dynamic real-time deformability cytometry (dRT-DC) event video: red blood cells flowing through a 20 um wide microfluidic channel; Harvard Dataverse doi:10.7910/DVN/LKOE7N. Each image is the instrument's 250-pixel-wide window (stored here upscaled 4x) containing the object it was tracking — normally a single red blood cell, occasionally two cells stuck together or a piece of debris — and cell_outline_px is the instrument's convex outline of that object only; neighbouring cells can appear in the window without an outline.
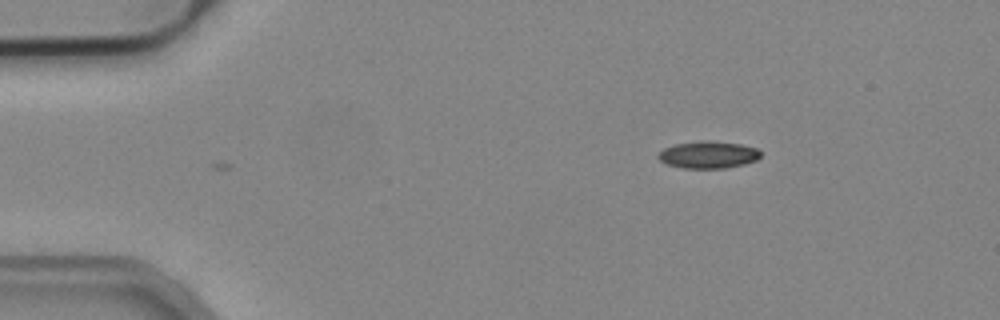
{"species": "common noctule bat (a hibernating species)", "species_latin": "Nyctalus noctula", "temperature_condition": "cold", "stored_images_in_passage": 2, "camera_frame_rate_fps": 3000, "um_per_image_px": 0.085, "animal": {"sex": "male", "body_mass_g": 19.2, "forearm_length_mm": 51.8}, "frame": {"image": 1, "passage_image": 2, "time_ms": 0.333, "image_size_px": [1000, 320], "cell_outline_px": [[760, 156], [756, 160], [744, 164], [724, 168], [684, 168], [668, 164], [660, 160], [656, 156], [664, 148], [676, 144], [700, 140], [712, 140], [740, 144], [756, 148], [760, 152]], "centroid_in_image_um": [60.19, 13.14], "position_along_channel_um": 24.8, "area_um2": 16.13}}